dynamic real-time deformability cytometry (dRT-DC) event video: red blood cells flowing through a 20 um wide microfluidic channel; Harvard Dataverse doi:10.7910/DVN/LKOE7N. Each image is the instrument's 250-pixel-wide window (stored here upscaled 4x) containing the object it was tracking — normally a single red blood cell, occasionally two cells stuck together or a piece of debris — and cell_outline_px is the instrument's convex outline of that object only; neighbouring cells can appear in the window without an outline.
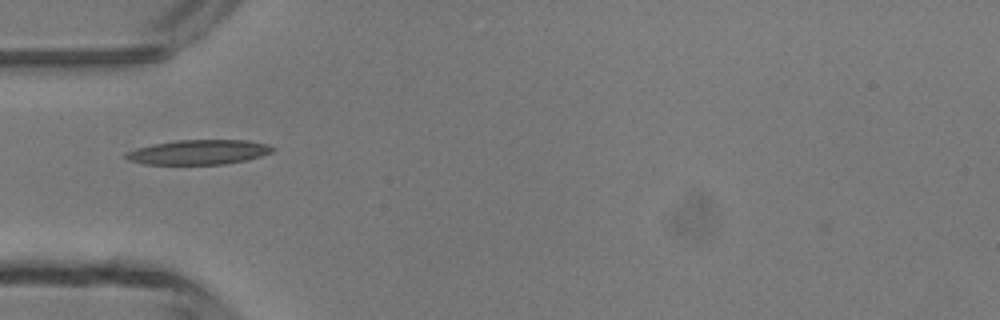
{"species": "common noctule bat (a hibernating species)", "species_latin": "Nyctalus noctula", "temperature_condition": "room temperature", "stored_images_in_passage": 4, "camera_frame_rate_fps": 3000, "um_per_image_px": 0.085, "animal": {"sex": "male", "body_mass_g": 13.3}, "frame": {"image": 1, "passage_image": 4, "time_ms": 3.333, "image_size_px": [1000, 320], "cell_outline_px": [[276, 148], [272, 152], [248, 160], [224, 164], [144, 164], [128, 160], [124, 156], [124, 152], [136, 148], [152, 144], [176, 140], [248, 140], [268, 144]], "centroid_in_image_um": [16.88, 12.93], "position_along_channel_um": 68.1, "area_um2": 21.27}}